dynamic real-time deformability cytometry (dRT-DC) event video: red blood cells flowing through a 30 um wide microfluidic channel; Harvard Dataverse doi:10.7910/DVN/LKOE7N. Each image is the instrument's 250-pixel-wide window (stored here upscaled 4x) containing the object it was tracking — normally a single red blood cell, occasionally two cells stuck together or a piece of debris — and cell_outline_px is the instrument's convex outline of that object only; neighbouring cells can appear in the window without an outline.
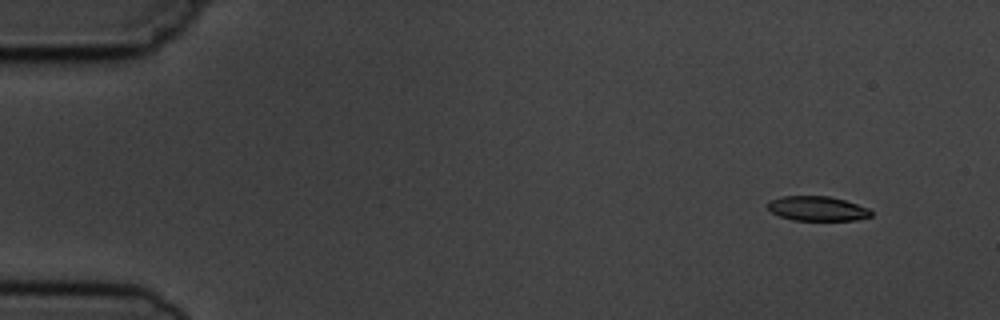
{"species": "common noctule bat (a hibernating species)", "species_latin": "Nyctalus noctula", "temperature_condition": "cold", "stored_images_in_passage": 8, "camera_frame_rate_fps": 3000, "um_per_image_px": 0.085, "animal": {"sex": "male", "body_mass_g": 19.5, "forearm_length_mm": 54.6}, "frame": {"image": 1, "passage_image": 2, "time_ms": 1.0, "image_size_px": [1000, 320], "cell_outline_px": [[872, 216], [856, 220], [792, 220], [780, 216], [772, 212], [768, 208], [768, 200], [780, 196], [828, 196], [844, 200], [868, 208], [872, 212]], "centroid_in_image_um": [69.45, 17.72], "position_along_channel_um": 15.6, "area_um2": 14.8}}
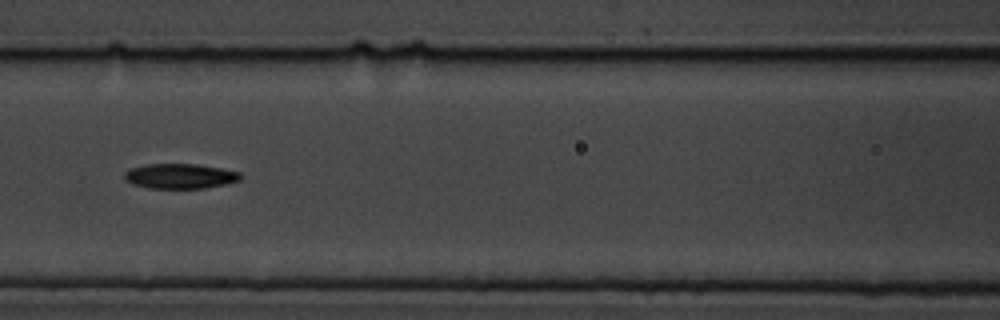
{"frame": {"image": 2, "passage_image": 7, "time_ms": 7.667, "image_size_px": [1000, 320], "cell_outline_px": [[240, 180], [228, 184], [204, 188], [148, 188], [132, 184], [124, 176], [124, 172], [128, 168], [148, 164], [196, 164], [220, 168], [240, 172]], "centroid_in_image_um": [15.3, 14.97], "position_along_channel_um": 151.3, "area_um2": 16.88}}
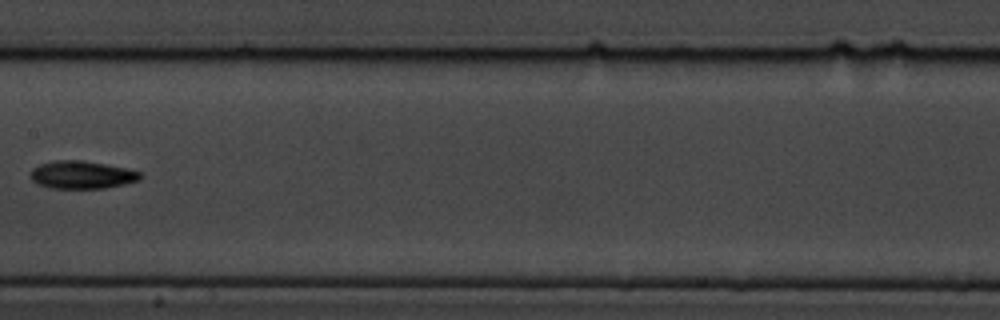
{"frame": {"image": 3, "passage_image": 8, "time_ms": 9.0, "image_size_px": [1000, 320], "cell_outline_px": [[140, 180], [124, 184], [104, 188], [52, 188], [40, 184], [32, 180], [32, 168], [40, 164], [52, 160], [84, 160], [128, 168], [140, 172]], "centroid_in_image_um": [6.98, 14.84], "position_along_channel_um": 200.4, "area_um2": 17.69}}